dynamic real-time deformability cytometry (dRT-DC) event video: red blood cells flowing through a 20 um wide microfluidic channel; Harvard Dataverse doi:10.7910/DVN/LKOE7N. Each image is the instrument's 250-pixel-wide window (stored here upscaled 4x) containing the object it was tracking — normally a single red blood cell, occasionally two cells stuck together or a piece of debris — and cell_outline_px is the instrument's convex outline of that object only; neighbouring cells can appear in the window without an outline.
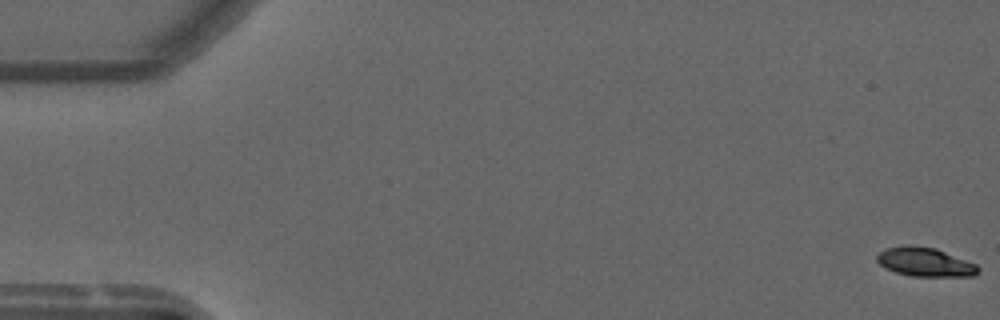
{"species": "common noctule bat (a hibernating species)", "species_latin": "Nyctalus noctula", "temperature_condition": "warm", "stored_images_in_passage": 3, "camera_frame_rate_fps": 3000, "um_per_image_px": 0.085, "animal": {"sex": "male", "forearm_length_mm": 52.5}, "frame": {"image": 1, "passage_image": 1, "time_ms": 0.0, "image_size_px": [1000, 320], "cell_outline_px": [[980, 272], [972, 276], [912, 276], [896, 272], [884, 268], [876, 260], [876, 256], [884, 248], [904, 244], [908, 244], [936, 248], [976, 264], [980, 268]], "centroid_in_image_um": [78.6, 22.26], "position_along_channel_um": 6.4, "area_um2": 17.22}}